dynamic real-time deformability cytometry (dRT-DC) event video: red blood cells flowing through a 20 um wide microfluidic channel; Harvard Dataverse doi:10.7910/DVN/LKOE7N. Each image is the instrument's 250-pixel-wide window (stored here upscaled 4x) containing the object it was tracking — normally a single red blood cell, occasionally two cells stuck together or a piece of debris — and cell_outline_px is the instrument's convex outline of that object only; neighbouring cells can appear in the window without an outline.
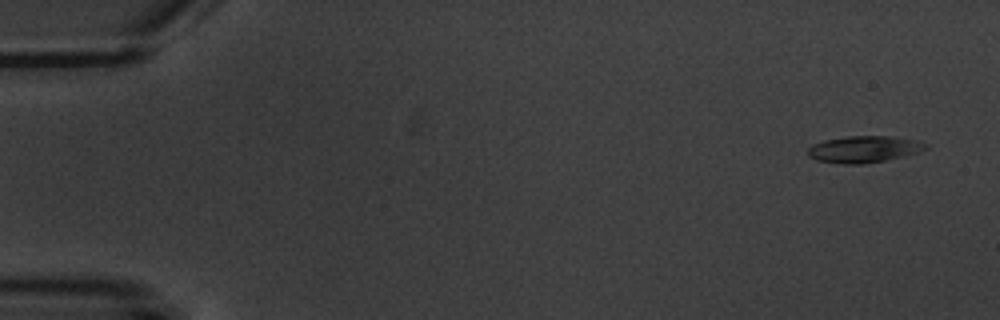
{"species": "common noctule bat (a hibernating species)", "species_latin": "Nyctalus noctula", "temperature_condition": "warm", "stored_images_in_passage": 4, "camera_frame_rate_fps": 3000, "um_per_image_px": 0.085, "animal": {"sex": "male", "body_mass_g": 20.1, "forearm_length_mm": 53.5}, "frame": {"image": 1, "passage_image": 1, "time_ms": 0.0, "image_size_px": [1000, 320], "cell_outline_px": [[928, 148], [916, 152], [884, 160], [864, 164], [840, 164], [816, 160], [808, 156], [808, 148], [812, 144], [824, 140], [844, 136], [892, 136], [916, 140], [928, 144]], "centroid_in_image_um": [73.38, 12.67], "position_along_channel_um": 11.6, "area_um2": 18.26}}